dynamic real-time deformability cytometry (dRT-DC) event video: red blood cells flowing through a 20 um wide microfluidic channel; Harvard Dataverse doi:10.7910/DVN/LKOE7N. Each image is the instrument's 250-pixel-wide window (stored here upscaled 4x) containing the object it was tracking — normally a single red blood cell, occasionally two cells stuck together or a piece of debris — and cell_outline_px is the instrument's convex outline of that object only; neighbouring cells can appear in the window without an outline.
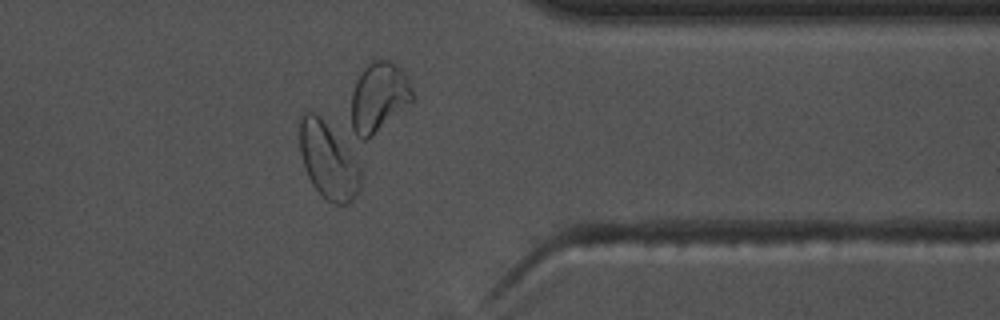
{"species": "common noctule bat (a hibernating species)", "species_latin": "Nyctalus noctula", "temperature_condition": "warm", "stored_images_in_passage": 37, "camera_frame_rate_fps": 3000, "um_per_image_px": 0.085, "animal": {"sex": "male", "body_mass_g": 17.5, "forearm_length_mm": 52.3}, "frame": {"image": 1, "passage_image": 27, "time_ms": 8.667, "image_size_px": [1000, 320], "cell_outline_px": [[360, 188], [356, 196], [348, 204], [336, 204], [320, 196], [312, 184], [304, 168], [300, 152], [300, 116], [304, 112], [316, 112], [324, 120], [352, 156], [360, 168]], "centroid_in_image_um": [27.86, 13.68], "position_along_channel_um": 383.5, "area_um2": 26.7}}